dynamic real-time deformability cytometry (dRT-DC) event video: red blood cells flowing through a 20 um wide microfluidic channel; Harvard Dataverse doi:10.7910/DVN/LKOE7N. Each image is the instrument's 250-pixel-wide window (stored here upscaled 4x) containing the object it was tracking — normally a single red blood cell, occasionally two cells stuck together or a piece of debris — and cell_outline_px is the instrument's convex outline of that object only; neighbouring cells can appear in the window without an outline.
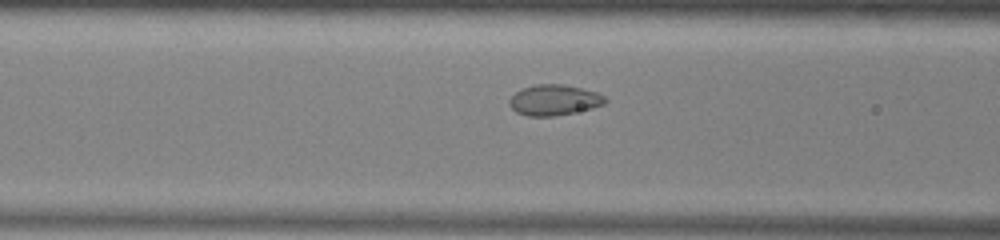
{"species": "common noctule bat (a hibernating species)", "species_latin": "Nyctalus noctula", "temperature_condition": "warm", "stored_images_in_passage": 32, "camera_frame_rate_fps": 3000, "um_per_image_px": 0.085, "animal": {"sex": "male", "body_mass_g": 13.0, "forearm_length_mm": 53.1}, "frame": {"image": 1, "passage_image": 8, "time_ms": 2.333, "image_size_px": [1000, 240], "cell_outline_px": [[608, 100], [604, 104], [592, 108], [552, 116], [528, 116], [516, 112], [508, 104], [508, 100], [520, 88], [536, 84], [564, 84], [596, 92], [604, 96]], "centroid_in_image_um": [47.07, 8.49], "position_along_channel_um": 119.5, "area_um2": 17.05}}
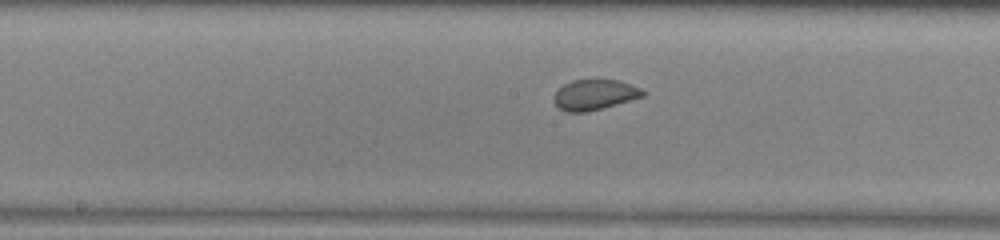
{"frame": {"image": 2, "passage_image": 14, "time_ms": 4.333, "image_size_px": [1000, 240], "cell_outline_px": [[644, 96], [588, 112], [568, 112], [560, 108], [552, 100], [552, 96], [564, 84], [572, 80], [620, 80], [640, 88], [644, 92]], "centroid_in_image_um": [50.51, 8.05], "position_along_channel_um": 197.7, "area_um2": 15.61}}
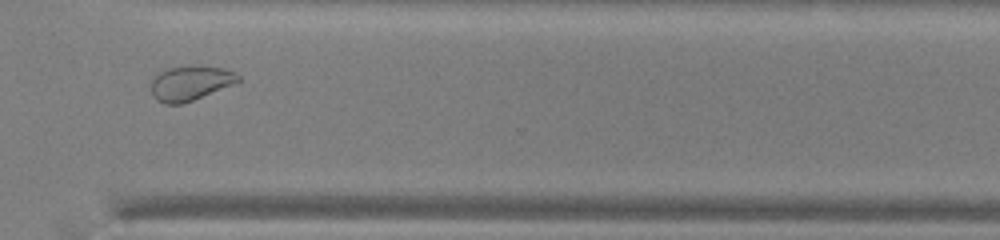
{"frame": {"image": 3, "passage_image": 26, "time_ms": 8.333, "image_size_px": [1000, 240], "cell_outline_px": [[240, 80], [236, 84], [192, 100], [180, 104], [164, 104], [156, 100], [152, 92], [152, 80], [160, 72], [168, 68], [224, 68], [236, 72], [240, 76]], "centroid_in_image_um": [16.21, 7.1], "position_along_channel_um": 354.4, "area_um2": 16.99}, "authors_computed_cell_mechanics": {"area_um2": 16.6175, "velocity_mm_per_s": 3.9102, "shape_relaxation_time_tau1_ms": 4.2446, "shape_relaxation_time_tau2_ms": null, "deformation_change_tau1": 0.0737, "deformation_change_tau2": null}}